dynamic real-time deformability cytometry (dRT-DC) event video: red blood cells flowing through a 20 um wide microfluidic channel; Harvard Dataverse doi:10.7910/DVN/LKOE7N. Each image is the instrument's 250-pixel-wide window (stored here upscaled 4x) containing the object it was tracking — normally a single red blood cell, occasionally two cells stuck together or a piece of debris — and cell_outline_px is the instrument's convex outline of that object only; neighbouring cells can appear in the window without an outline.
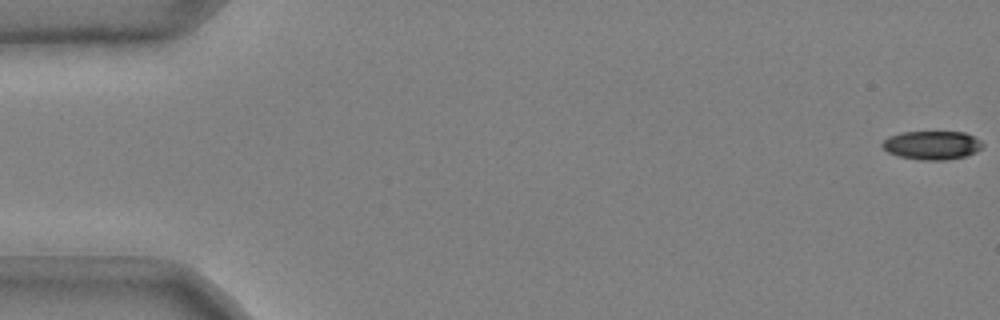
{"species": "common noctule bat (a hibernating species)", "species_latin": "Nyctalus noctula", "temperature_condition": "cold", "stored_images_in_passage": 51, "camera_frame_rate_fps": 3000, "um_per_image_px": 0.085, "animal": {"sex": "male", "body_mass_g": 20.4}, "frame": {"image": 1, "passage_image": 1, "time_ms": 0.0, "image_size_px": [1000, 320], "cell_outline_px": [[984, 144], [976, 152], [964, 156], [944, 160], [920, 160], [900, 156], [888, 152], [880, 144], [888, 136], [900, 132], [964, 132], [980, 140]], "centroid_in_image_um": [79.2, 12.33], "position_along_channel_um": 5.8, "area_um2": 16.65}}
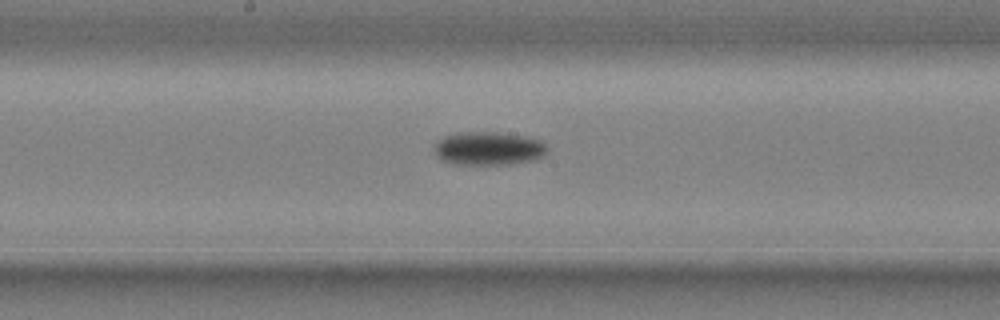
{"frame": {"image": 2, "passage_image": 29, "time_ms": 9.333, "image_size_px": [1000, 320], "cell_outline_px": [[548, 148], [544, 156], [532, 160], [512, 164], [456, 164], [440, 160], [432, 148], [436, 140], [444, 136], [464, 132], [496, 132], [524, 136], [540, 140]], "centroid_in_image_um": [41.49, 12.62], "position_along_channel_um": 206.7, "area_um2": 22.08}}
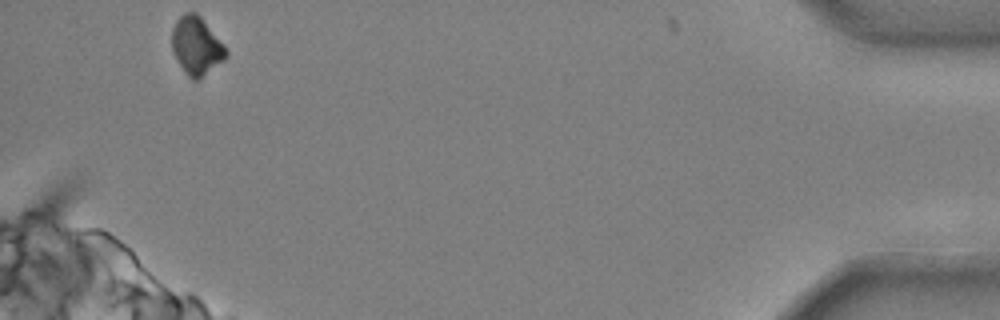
{"frame": {"image": 3, "passage_image": 51, "time_ms": 16.667, "image_size_px": [1000, 320], "cell_outline_px": [[228, 56], [224, 60], [196, 80], [192, 80], [184, 72], [172, 48], [172, 28], [176, 20], [184, 12], [196, 12], [200, 16], [224, 44], [228, 52]], "centroid_in_image_um": [16.7, 3.87], "position_along_channel_um": 418.5, "area_um2": 18.09}, "authors_computed_cell_mechanics": {"area_um2": 19.5942, "velocity_mm_per_s": 3.709, "shape_relaxation_time_tau1_ms": 2.7901, "shape_relaxation_time_tau2_ms": null, "deformation_change_tau1": 0.1075, "deformation_change_tau2": null}}